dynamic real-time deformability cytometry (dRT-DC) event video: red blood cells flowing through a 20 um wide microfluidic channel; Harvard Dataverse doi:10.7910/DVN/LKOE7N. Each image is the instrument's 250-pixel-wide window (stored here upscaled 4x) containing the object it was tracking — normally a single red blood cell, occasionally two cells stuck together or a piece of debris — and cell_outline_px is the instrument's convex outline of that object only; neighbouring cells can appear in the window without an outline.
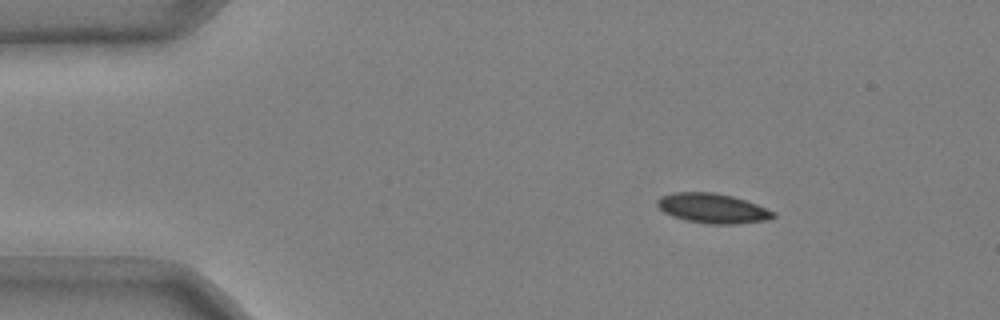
{"species": "common noctule bat (a hibernating species)", "species_latin": "Nyctalus noctula", "temperature_condition": "cold", "stored_images_in_passage": 44, "camera_frame_rate_fps": 3000, "um_per_image_px": 0.085, "animal": {"sex": "male", "body_mass_g": 20.4}, "frame": {"image": 1, "passage_image": 4, "time_ms": 1.0, "image_size_px": [1000, 320], "cell_outline_px": [[776, 216], [764, 220], [736, 224], [708, 224], [688, 220], [672, 216], [664, 212], [656, 204], [656, 200], [660, 196], [672, 192], [712, 192], [732, 196], [756, 204], [776, 212]], "centroid_in_image_um": [60.54, 17.7], "position_along_channel_um": 24.5, "area_um2": 20.0}}
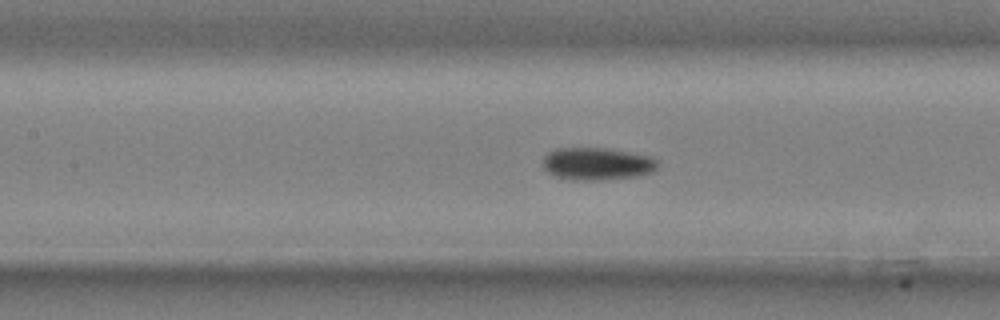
{"frame": {"image": 2, "passage_image": 20, "time_ms": 6.333, "image_size_px": [1000, 320], "cell_outline_px": [[660, 164], [652, 172], [636, 176], [600, 180], [572, 180], [556, 176], [548, 172], [540, 164], [544, 156], [548, 152], [556, 148], [604, 148], [652, 156]], "centroid_in_image_um": [50.72, 13.92], "position_along_channel_um": 156.7, "area_um2": 21.85}}
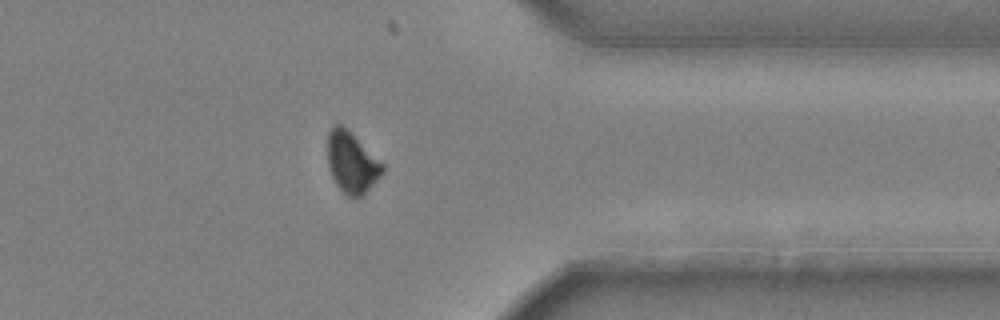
{"frame": {"image": 3, "passage_image": 39, "time_ms": 12.667, "image_size_px": [1000, 320], "cell_outline_px": [[384, 172], [356, 200], [348, 196], [336, 184], [328, 168], [328, 132], [336, 124], [340, 124], [348, 128], [384, 164]], "centroid_in_image_um": [29.9, 13.79], "position_along_channel_um": 381.5, "area_um2": 19.48}, "authors_computed_cell_mechanics": {"area_um2": 21.4149, "velocity_mm_per_s": 3.7059, "shape_relaxation_time_tau1_ms": 5.2741, "shape_relaxation_time_tau2_ms": null, "deformation_change_tau1": 0.1237, "deformation_change_tau2": null}}